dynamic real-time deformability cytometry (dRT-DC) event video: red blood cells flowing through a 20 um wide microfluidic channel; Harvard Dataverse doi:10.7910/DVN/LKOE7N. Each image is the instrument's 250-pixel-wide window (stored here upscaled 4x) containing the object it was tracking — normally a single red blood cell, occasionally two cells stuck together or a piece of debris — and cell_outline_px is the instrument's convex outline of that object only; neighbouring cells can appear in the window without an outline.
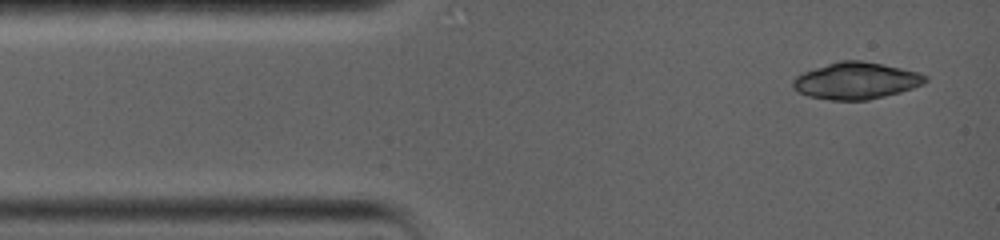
{"species": "common noctule bat (a hibernating species)", "species_latin": "Nyctalus noctula", "temperature_condition": "warm", "stored_images_in_passage": 7, "camera_frame_rate_fps": 5000, "um_per_image_px": 0.085, "animal": {"sex": "female", "body_mass_g": 19.0, "forearm_length_mm": 56.7}, "frame": {"image": 1, "passage_image": 1, "time_ms": 0.0, "image_size_px": [1000, 240], "cell_outline_px": [[928, 80], [924, 84], [900, 92], [868, 100], [832, 100], [808, 96], [792, 88], [792, 80], [796, 76], [804, 72], [840, 60], [864, 60], [900, 68], [916, 72], [928, 76]], "centroid_in_image_um": [72.77, 6.86], "position_along_channel_um": 12.2, "area_um2": 28.21}}